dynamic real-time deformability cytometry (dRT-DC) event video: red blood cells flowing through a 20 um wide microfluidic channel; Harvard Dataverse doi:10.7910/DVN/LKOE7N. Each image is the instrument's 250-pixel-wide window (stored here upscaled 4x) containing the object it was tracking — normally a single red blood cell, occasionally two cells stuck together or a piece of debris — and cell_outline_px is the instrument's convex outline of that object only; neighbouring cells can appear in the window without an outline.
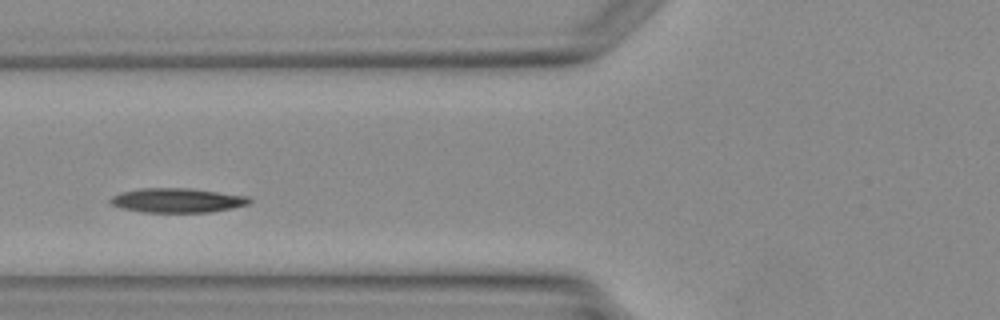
{"species": "Egyptian fruit bat (a non-hibernating species)", "species_latin": "Rousettus aegyptiacus", "temperature_condition": "warm", "stored_images_in_passage": 2, "camera_frame_rate_fps": 3000, "um_per_image_px": 0.085, "animal": {"sex": "female"}, "frame": {"image": 1, "passage_image": 2, "time_ms": 1.0, "image_size_px": [1000, 320], "cell_outline_px": [[252, 200], [248, 204], [232, 208], [212, 212], [144, 212], [120, 208], [112, 204], [108, 200], [112, 196], [124, 192], [140, 188], [188, 188], [248, 196]], "centroid_in_image_um": [15.07, 17.03], "position_along_channel_um": 110.7, "area_um2": 19.65}}